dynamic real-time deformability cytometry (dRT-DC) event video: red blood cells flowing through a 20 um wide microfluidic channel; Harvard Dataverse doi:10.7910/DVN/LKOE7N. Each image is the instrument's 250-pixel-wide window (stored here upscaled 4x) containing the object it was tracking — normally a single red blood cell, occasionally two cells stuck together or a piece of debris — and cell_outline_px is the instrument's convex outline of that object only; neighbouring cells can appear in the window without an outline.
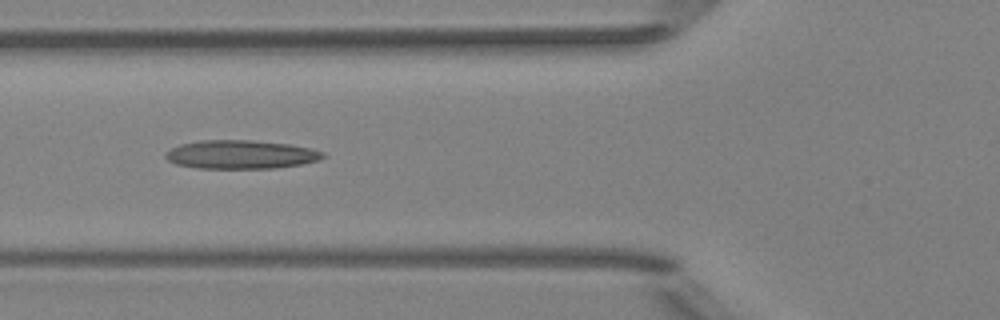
{"species": "Egyptian fruit bat (a non-hibernating species)", "species_latin": "Rousettus aegyptiacus", "temperature_condition": "room temperature", "stored_images_in_passage": 7, "camera_frame_rate_fps": 3000, "um_per_image_px": 0.085, "animal": {"sex": "female"}, "frame": {"image": 1, "passage_image": 4, "time_ms": 3.333, "image_size_px": [1000, 320], "cell_outline_px": [[324, 156], [316, 160], [300, 164], [272, 168], [196, 168], [176, 164], [168, 160], [164, 156], [164, 152], [180, 144], [200, 140], [252, 140], [288, 144], [312, 148], [324, 152]], "centroid_in_image_um": [20.42, 13.12], "position_along_channel_um": 105.4, "area_um2": 26.13}}
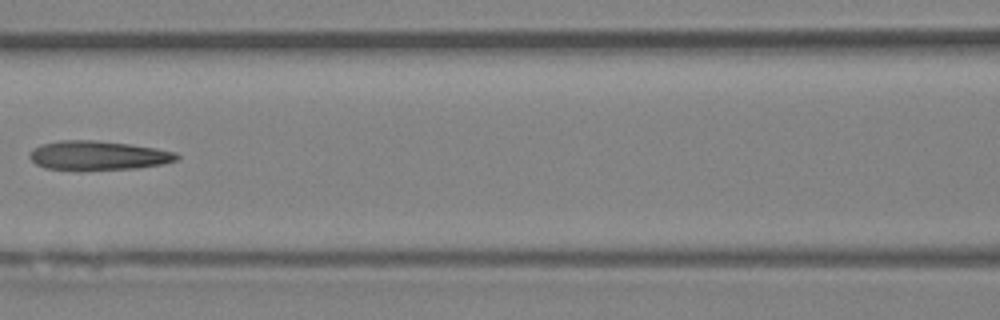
{"frame": {"image": 2, "passage_image": 5, "time_ms": 4.667, "image_size_px": [1000, 320], "cell_outline_px": [[180, 160], [164, 164], [136, 168], [44, 168], [36, 164], [32, 160], [32, 148], [40, 144], [60, 140], [96, 140], [128, 144], [156, 148], [176, 152], [180, 156]], "centroid_in_image_um": [8.41, 13.18], "position_along_channel_um": 158.2, "area_um2": 24.39}}
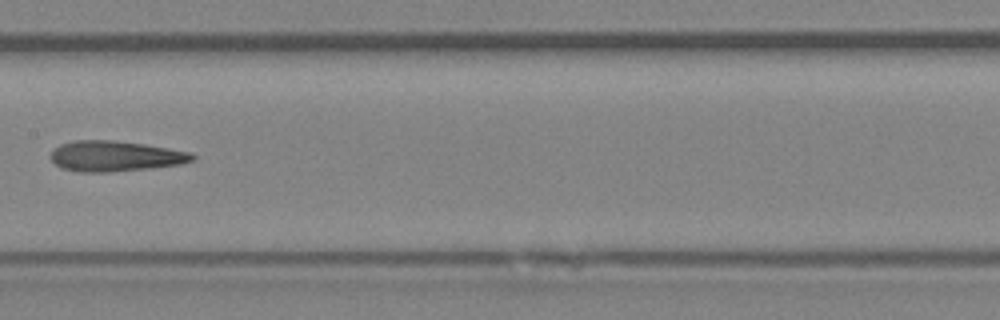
{"frame": {"image": 3, "passage_image": 6, "time_ms": 5.667, "image_size_px": [1000, 320], "cell_outline_px": [[196, 156], [192, 160], [180, 164], [148, 168], [112, 172], [80, 172], [60, 168], [52, 160], [52, 148], [60, 144], [76, 140], [112, 140], [144, 144], [192, 152]], "centroid_in_image_um": [9.77, 13.27], "position_along_channel_um": 197.6, "area_um2": 25.14}}